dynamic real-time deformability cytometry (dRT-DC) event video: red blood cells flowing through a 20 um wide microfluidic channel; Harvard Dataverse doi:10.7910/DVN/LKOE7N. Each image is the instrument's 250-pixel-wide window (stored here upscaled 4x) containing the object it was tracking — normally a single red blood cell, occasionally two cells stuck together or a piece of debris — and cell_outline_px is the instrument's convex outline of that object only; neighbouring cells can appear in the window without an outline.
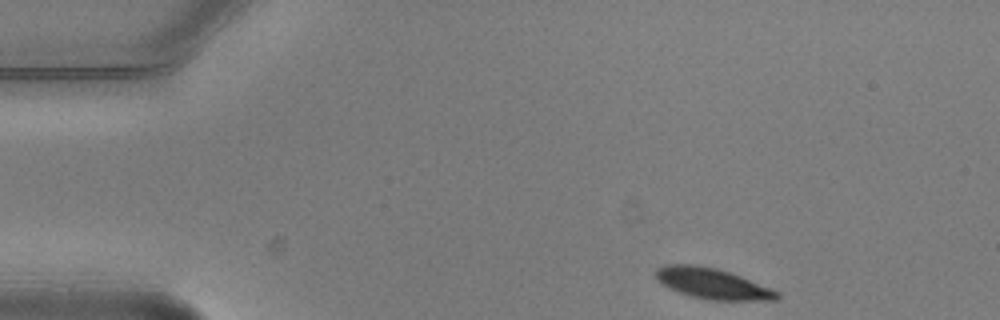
{"species": "common noctule bat (a hibernating species)", "species_latin": "Nyctalus noctula", "temperature_condition": "warm", "stored_images_in_passage": 3, "camera_frame_rate_fps": 3000, "um_per_image_px": 0.085, "animal": {"sex": "male", "body_mass_g": 20.5, "forearm_length_mm": 52.5}, "frame": {"image": 1, "passage_image": 1, "time_ms": 0.0, "image_size_px": [1000, 320], "cell_outline_px": [[780, 300], [708, 300], [688, 296], [668, 288], [660, 284], [656, 280], [656, 268], [668, 264], [692, 264], [716, 268], [740, 276], [780, 292]], "centroid_in_image_um": [60.52, 24.11], "position_along_channel_um": 24.5, "area_um2": 21.79}}
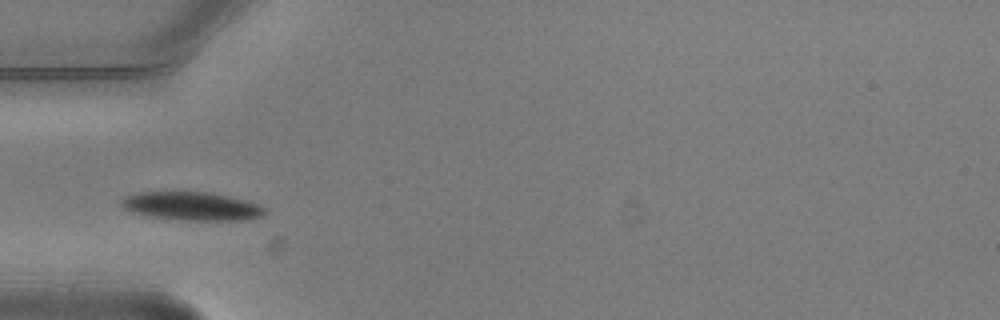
{"frame": {"image": 2, "passage_image": 3, "time_ms": 0.667, "image_size_px": [1000, 320], "cell_outline_px": [[264, 212], [260, 216], [244, 220], [184, 220], [148, 216], [132, 212], [124, 208], [120, 204], [120, 200], [128, 196], [140, 192], [208, 192], [228, 196], [244, 200], [256, 204], [264, 208]], "centroid_in_image_um": [16.25, 17.52], "position_along_channel_um": 68.7, "area_um2": 23.35}}